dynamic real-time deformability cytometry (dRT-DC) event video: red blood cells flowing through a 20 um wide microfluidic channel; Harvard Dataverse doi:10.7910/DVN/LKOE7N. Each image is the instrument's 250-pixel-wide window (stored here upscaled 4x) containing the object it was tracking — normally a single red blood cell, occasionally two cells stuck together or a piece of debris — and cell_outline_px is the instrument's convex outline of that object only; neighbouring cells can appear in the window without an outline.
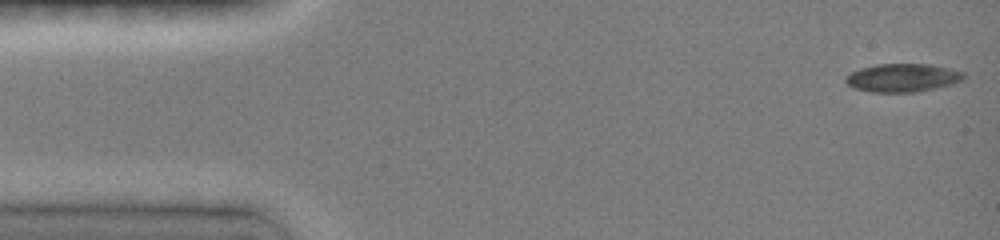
{"species": "common noctule bat (a hibernating species)", "species_latin": "Nyctalus noctula", "temperature_condition": "room temperature", "stored_images_in_passage": 34, "camera_frame_rate_fps": 3000, "um_per_image_px": 0.085, "animal": {"sex": "female", "body_mass_g": 19.0, "forearm_length_mm": 51.5}, "frame": {"image": 1, "passage_image": 1, "time_ms": 0.0, "image_size_px": [1000, 240], "cell_outline_px": [[964, 80], [952, 84], [936, 88], [916, 92], [872, 92], [852, 88], [844, 80], [844, 76], [860, 68], [876, 64], [928, 64], [948, 68], [964, 72]], "centroid_in_image_um": [76.7, 6.61], "position_along_channel_um": 8.3, "area_um2": 19.54}}
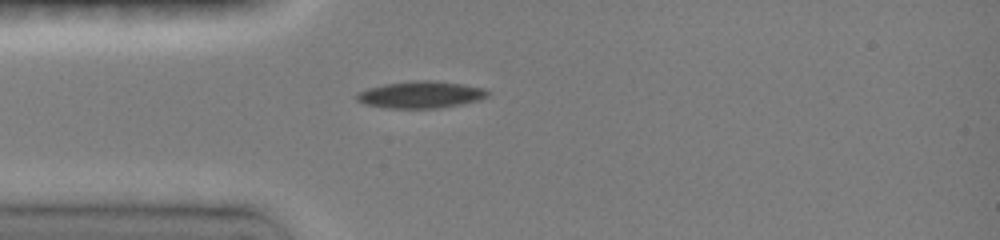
{"frame": {"image": 2, "passage_image": 23, "time_ms": 3.667, "image_size_px": [1000, 240], "cell_outline_px": [[492, 92], [488, 96], [480, 100], [460, 104], [436, 108], [388, 108], [364, 104], [356, 100], [356, 92], [368, 88], [384, 84], [412, 80], [432, 80], [464, 84], [484, 88]], "centroid_in_image_um": [35.77, 8.03], "position_along_channel_um": 49.2, "area_um2": 20.75}}